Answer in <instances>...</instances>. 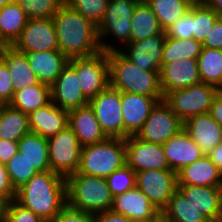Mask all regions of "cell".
Here are the masks:
<instances>
[{
	"mask_svg": "<svg viewBox=\"0 0 222 222\" xmlns=\"http://www.w3.org/2000/svg\"><path fill=\"white\" fill-rule=\"evenodd\" d=\"M53 21L59 51L68 59L89 57L102 51L97 26L65 3Z\"/></svg>",
	"mask_w": 222,
	"mask_h": 222,
	"instance_id": "1",
	"label": "cell"
},
{
	"mask_svg": "<svg viewBox=\"0 0 222 222\" xmlns=\"http://www.w3.org/2000/svg\"><path fill=\"white\" fill-rule=\"evenodd\" d=\"M15 200L51 222L67 203L66 179L51 170L38 172L16 191Z\"/></svg>",
	"mask_w": 222,
	"mask_h": 222,
	"instance_id": "2",
	"label": "cell"
},
{
	"mask_svg": "<svg viewBox=\"0 0 222 222\" xmlns=\"http://www.w3.org/2000/svg\"><path fill=\"white\" fill-rule=\"evenodd\" d=\"M110 86L120 92L151 97H164L160 86V71L138 68L120 51L108 52Z\"/></svg>",
	"mask_w": 222,
	"mask_h": 222,
	"instance_id": "3",
	"label": "cell"
},
{
	"mask_svg": "<svg viewBox=\"0 0 222 222\" xmlns=\"http://www.w3.org/2000/svg\"><path fill=\"white\" fill-rule=\"evenodd\" d=\"M65 179L69 205L90 214L111 210L114 197L105 178L76 172Z\"/></svg>",
	"mask_w": 222,
	"mask_h": 222,
	"instance_id": "4",
	"label": "cell"
},
{
	"mask_svg": "<svg viewBox=\"0 0 222 222\" xmlns=\"http://www.w3.org/2000/svg\"><path fill=\"white\" fill-rule=\"evenodd\" d=\"M126 164L125 139L107 137L103 141L81 147L77 173L106 178Z\"/></svg>",
	"mask_w": 222,
	"mask_h": 222,
	"instance_id": "5",
	"label": "cell"
},
{
	"mask_svg": "<svg viewBox=\"0 0 222 222\" xmlns=\"http://www.w3.org/2000/svg\"><path fill=\"white\" fill-rule=\"evenodd\" d=\"M139 1L109 0L105 15L97 26L102 51L106 53L120 51L122 47L130 43L131 18ZM109 37L113 38L116 43L110 40L108 42Z\"/></svg>",
	"mask_w": 222,
	"mask_h": 222,
	"instance_id": "6",
	"label": "cell"
},
{
	"mask_svg": "<svg viewBox=\"0 0 222 222\" xmlns=\"http://www.w3.org/2000/svg\"><path fill=\"white\" fill-rule=\"evenodd\" d=\"M218 88L200 82L187 88L168 92L163 100L184 123L188 118L209 113Z\"/></svg>",
	"mask_w": 222,
	"mask_h": 222,
	"instance_id": "7",
	"label": "cell"
},
{
	"mask_svg": "<svg viewBox=\"0 0 222 222\" xmlns=\"http://www.w3.org/2000/svg\"><path fill=\"white\" fill-rule=\"evenodd\" d=\"M51 171L65 178L76 173L80 162L81 146L69 126L47 139Z\"/></svg>",
	"mask_w": 222,
	"mask_h": 222,
	"instance_id": "8",
	"label": "cell"
},
{
	"mask_svg": "<svg viewBox=\"0 0 222 222\" xmlns=\"http://www.w3.org/2000/svg\"><path fill=\"white\" fill-rule=\"evenodd\" d=\"M68 62L76 69L80 88L90 100L110 85L108 55L104 51L81 58H72Z\"/></svg>",
	"mask_w": 222,
	"mask_h": 222,
	"instance_id": "9",
	"label": "cell"
},
{
	"mask_svg": "<svg viewBox=\"0 0 222 222\" xmlns=\"http://www.w3.org/2000/svg\"><path fill=\"white\" fill-rule=\"evenodd\" d=\"M136 187L162 211L178 190L177 172L171 169H150L136 172Z\"/></svg>",
	"mask_w": 222,
	"mask_h": 222,
	"instance_id": "10",
	"label": "cell"
},
{
	"mask_svg": "<svg viewBox=\"0 0 222 222\" xmlns=\"http://www.w3.org/2000/svg\"><path fill=\"white\" fill-rule=\"evenodd\" d=\"M96 118L107 137L124 139L121 92L110 85L89 100Z\"/></svg>",
	"mask_w": 222,
	"mask_h": 222,
	"instance_id": "11",
	"label": "cell"
},
{
	"mask_svg": "<svg viewBox=\"0 0 222 222\" xmlns=\"http://www.w3.org/2000/svg\"><path fill=\"white\" fill-rule=\"evenodd\" d=\"M182 129L183 122L164 100H160L135 136L145 142L163 145Z\"/></svg>",
	"mask_w": 222,
	"mask_h": 222,
	"instance_id": "12",
	"label": "cell"
},
{
	"mask_svg": "<svg viewBox=\"0 0 222 222\" xmlns=\"http://www.w3.org/2000/svg\"><path fill=\"white\" fill-rule=\"evenodd\" d=\"M11 46L22 53L59 51L53 18L28 19L20 36Z\"/></svg>",
	"mask_w": 222,
	"mask_h": 222,
	"instance_id": "13",
	"label": "cell"
},
{
	"mask_svg": "<svg viewBox=\"0 0 222 222\" xmlns=\"http://www.w3.org/2000/svg\"><path fill=\"white\" fill-rule=\"evenodd\" d=\"M126 164L135 172L170 169L163 146L145 142L135 135L125 138Z\"/></svg>",
	"mask_w": 222,
	"mask_h": 222,
	"instance_id": "14",
	"label": "cell"
},
{
	"mask_svg": "<svg viewBox=\"0 0 222 222\" xmlns=\"http://www.w3.org/2000/svg\"><path fill=\"white\" fill-rule=\"evenodd\" d=\"M51 102L67 111L89 104L80 88L76 69L69 62L51 85Z\"/></svg>",
	"mask_w": 222,
	"mask_h": 222,
	"instance_id": "15",
	"label": "cell"
},
{
	"mask_svg": "<svg viewBox=\"0 0 222 222\" xmlns=\"http://www.w3.org/2000/svg\"><path fill=\"white\" fill-rule=\"evenodd\" d=\"M165 39L166 32L163 30L150 38L128 43L120 52L142 70L160 71Z\"/></svg>",
	"mask_w": 222,
	"mask_h": 222,
	"instance_id": "16",
	"label": "cell"
},
{
	"mask_svg": "<svg viewBox=\"0 0 222 222\" xmlns=\"http://www.w3.org/2000/svg\"><path fill=\"white\" fill-rule=\"evenodd\" d=\"M163 98L121 92L124 139L136 135L150 116L152 108Z\"/></svg>",
	"mask_w": 222,
	"mask_h": 222,
	"instance_id": "17",
	"label": "cell"
},
{
	"mask_svg": "<svg viewBox=\"0 0 222 222\" xmlns=\"http://www.w3.org/2000/svg\"><path fill=\"white\" fill-rule=\"evenodd\" d=\"M163 95L176 89L187 88L201 81L197 60L182 59L164 64L159 72Z\"/></svg>",
	"mask_w": 222,
	"mask_h": 222,
	"instance_id": "18",
	"label": "cell"
},
{
	"mask_svg": "<svg viewBox=\"0 0 222 222\" xmlns=\"http://www.w3.org/2000/svg\"><path fill=\"white\" fill-rule=\"evenodd\" d=\"M178 190L210 222H221L222 186L178 185Z\"/></svg>",
	"mask_w": 222,
	"mask_h": 222,
	"instance_id": "19",
	"label": "cell"
},
{
	"mask_svg": "<svg viewBox=\"0 0 222 222\" xmlns=\"http://www.w3.org/2000/svg\"><path fill=\"white\" fill-rule=\"evenodd\" d=\"M162 146L169 168L175 172L205 155L184 129L169 138Z\"/></svg>",
	"mask_w": 222,
	"mask_h": 222,
	"instance_id": "20",
	"label": "cell"
},
{
	"mask_svg": "<svg viewBox=\"0 0 222 222\" xmlns=\"http://www.w3.org/2000/svg\"><path fill=\"white\" fill-rule=\"evenodd\" d=\"M68 126L78 138L81 147L107 138L89 104L68 111Z\"/></svg>",
	"mask_w": 222,
	"mask_h": 222,
	"instance_id": "21",
	"label": "cell"
},
{
	"mask_svg": "<svg viewBox=\"0 0 222 222\" xmlns=\"http://www.w3.org/2000/svg\"><path fill=\"white\" fill-rule=\"evenodd\" d=\"M111 211L122 214L133 222L153 218L160 212L137 187L116 195L113 198Z\"/></svg>",
	"mask_w": 222,
	"mask_h": 222,
	"instance_id": "22",
	"label": "cell"
},
{
	"mask_svg": "<svg viewBox=\"0 0 222 222\" xmlns=\"http://www.w3.org/2000/svg\"><path fill=\"white\" fill-rule=\"evenodd\" d=\"M183 129L207 155L217 144L222 142V127L209 113L188 118Z\"/></svg>",
	"mask_w": 222,
	"mask_h": 222,
	"instance_id": "23",
	"label": "cell"
},
{
	"mask_svg": "<svg viewBox=\"0 0 222 222\" xmlns=\"http://www.w3.org/2000/svg\"><path fill=\"white\" fill-rule=\"evenodd\" d=\"M29 126L33 133L46 139L56 135L68 126V111L50 102L29 115Z\"/></svg>",
	"mask_w": 222,
	"mask_h": 222,
	"instance_id": "24",
	"label": "cell"
},
{
	"mask_svg": "<svg viewBox=\"0 0 222 222\" xmlns=\"http://www.w3.org/2000/svg\"><path fill=\"white\" fill-rule=\"evenodd\" d=\"M178 185L222 186V172L207 155L177 172Z\"/></svg>",
	"mask_w": 222,
	"mask_h": 222,
	"instance_id": "25",
	"label": "cell"
},
{
	"mask_svg": "<svg viewBox=\"0 0 222 222\" xmlns=\"http://www.w3.org/2000/svg\"><path fill=\"white\" fill-rule=\"evenodd\" d=\"M25 54L29 66L39 82L49 86L55 82L69 60L60 51L28 52Z\"/></svg>",
	"mask_w": 222,
	"mask_h": 222,
	"instance_id": "26",
	"label": "cell"
},
{
	"mask_svg": "<svg viewBox=\"0 0 222 222\" xmlns=\"http://www.w3.org/2000/svg\"><path fill=\"white\" fill-rule=\"evenodd\" d=\"M1 60L9 70L11 83L15 89H22L39 83L36 74L29 66L25 53L17 51L12 46H5Z\"/></svg>",
	"mask_w": 222,
	"mask_h": 222,
	"instance_id": "27",
	"label": "cell"
},
{
	"mask_svg": "<svg viewBox=\"0 0 222 222\" xmlns=\"http://www.w3.org/2000/svg\"><path fill=\"white\" fill-rule=\"evenodd\" d=\"M28 18L14 0L0 8V42L11 46L25 28Z\"/></svg>",
	"mask_w": 222,
	"mask_h": 222,
	"instance_id": "28",
	"label": "cell"
},
{
	"mask_svg": "<svg viewBox=\"0 0 222 222\" xmlns=\"http://www.w3.org/2000/svg\"><path fill=\"white\" fill-rule=\"evenodd\" d=\"M50 102L51 86L39 82L34 86L15 89L9 105L29 115Z\"/></svg>",
	"mask_w": 222,
	"mask_h": 222,
	"instance_id": "29",
	"label": "cell"
},
{
	"mask_svg": "<svg viewBox=\"0 0 222 222\" xmlns=\"http://www.w3.org/2000/svg\"><path fill=\"white\" fill-rule=\"evenodd\" d=\"M18 152L38 171H49V152L47 139L29 132L18 141Z\"/></svg>",
	"mask_w": 222,
	"mask_h": 222,
	"instance_id": "30",
	"label": "cell"
},
{
	"mask_svg": "<svg viewBox=\"0 0 222 222\" xmlns=\"http://www.w3.org/2000/svg\"><path fill=\"white\" fill-rule=\"evenodd\" d=\"M131 24L130 43L150 38L163 31L156 15L144 0H140L135 6Z\"/></svg>",
	"mask_w": 222,
	"mask_h": 222,
	"instance_id": "31",
	"label": "cell"
},
{
	"mask_svg": "<svg viewBox=\"0 0 222 222\" xmlns=\"http://www.w3.org/2000/svg\"><path fill=\"white\" fill-rule=\"evenodd\" d=\"M29 132L31 130L28 114L9 104L0 105V139L18 142Z\"/></svg>",
	"mask_w": 222,
	"mask_h": 222,
	"instance_id": "32",
	"label": "cell"
},
{
	"mask_svg": "<svg viewBox=\"0 0 222 222\" xmlns=\"http://www.w3.org/2000/svg\"><path fill=\"white\" fill-rule=\"evenodd\" d=\"M162 212L166 222H210L179 190Z\"/></svg>",
	"mask_w": 222,
	"mask_h": 222,
	"instance_id": "33",
	"label": "cell"
},
{
	"mask_svg": "<svg viewBox=\"0 0 222 222\" xmlns=\"http://www.w3.org/2000/svg\"><path fill=\"white\" fill-rule=\"evenodd\" d=\"M156 15L165 31L170 25L184 16L195 0H144Z\"/></svg>",
	"mask_w": 222,
	"mask_h": 222,
	"instance_id": "34",
	"label": "cell"
},
{
	"mask_svg": "<svg viewBox=\"0 0 222 222\" xmlns=\"http://www.w3.org/2000/svg\"><path fill=\"white\" fill-rule=\"evenodd\" d=\"M202 50V43L190 39L169 38L166 36L163 53H162V66L182 59L197 60Z\"/></svg>",
	"mask_w": 222,
	"mask_h": 222,
	"instance_id": "35",
	"label": "cell"
},
{
	"mask_svg": "<svg viewBox=\"0 0 222 222\" xmlns=\"http://www.w3.org/2000/svg\"><path fill=\"white\" fill-rule=\"evenodd\" d=\"M197 64L201 81L219 88L222 84V50L202 48Z\"/></svg>",
	"mask_w": 222,
	"mask_h": 222,
	"instance_id": "36",
	"label": "cell"
},
{
	"mask_svg": "<svg viewBox=\"0 0 222 222\" xmlns=\"http://www.w3.org/2000/svg\"><path fill=\"white\" fill-rule=\"evenodd\" d=\"M219 18L202 0H195L192 4V38L202 43Z\"/></svg>",
	"mask_w": 222,
	"mask_h": 222,
	"instance_id": "37",
	"label": "cell"
},
{
	"mask_svg": "<svg viewBox=\"0 0 222 222\" xmlns=\"http://www.w3.org/2000/svg\"><path fill=\"white\" fill-rule=\"evenodd\" d=\"M10 182L15 191L28 182L38 171L23 157V154L17 152L5 164Z\"/></svg>",
	"mask_w": 222,
	"mask_h": 222,
	"instance_id": "38",
	"label": "cell"
},
{
	"mask_svg": "<svg viewBox=\"0 0 222 222\" xmlns=\"http://www.w3.org/2000/svg\"><path fill=\"white\" fill-rule=\"evenodd\" d=\"M28 19L53 18L64 0H15Z\"/></svg>",
	"mask_w": 222,
	"mask_h": 222,
	"instance_id": "39",
	"label": "cell"
},
{
	"mask_svg": "<svg viewBox=\"0 0 222 222\" xmlns=\"http://www.w3.org/2000/svg\"><path fill=\"white\" fill-rule=\"evenodd\" d=\"M109 0H64V3L79 12L96 26L102 21Z\"/></svg>",
	"mask_w": 222,
	"mask_h": 222,
	"instance_id": "40",
	"label": "cell"
},
{
	"mask_svg": "<svg viewBox=\"0 0 222 222\" xmlns=\"http://www.w3.org/2000/svg\"><path fill=\"white\" fill-rule=\"evenodd\" d=\"M105 179L113 197L136 187V172L127 164L115 170Z\"/></svg>",
	"mask_w": 222,
	"mask_h": 222,
	"instance_id": "41",
	"label": "cell"
},
{
	"mask_svg": "<svg viewBox=\"0 0 222 222\" xmlns=\"http://www.w3.org/2000/svg\"><path fill=\"white\" fill-rule=\"evenodd\" d=\"M166 36L169 38L190 39L192 38V5L189 11L170 25L166 30Z\"/></svg>",
	"mask_w": 222,
	"mask_h": 222,
	"instance_id": "42",
	"label": "cell"
},
{
	"mask_svg": "<svg viewBox=\"0 0 222 222\" xmlns=\"http://www.w3.org/2000/svg\"><path fill=\"white\" fill-rule=\"evenodd\" d=\"M6 222H47L30 209L23 207L15 199L10 201Z\"/></svg>",
	"mask_w": 222,
	"mask_h": 222,
	"instance_id": "43",
	"label": "cell"
},
{
	"mask_svg": "<svg viewBox=\"0 0 222 222\" xmlns=\"http://www.w3.org/2000/svg\"><path fill=\"white\" fill-rule=\"evenodd\" d=\"M51 222H93V214L66 203Z\"/></svg>",
	"mask_w": 222,
	"mask_h": 222,
	"instance_id": "44",
	"label": "cell"
},
{
	"mask_svg": "<svg viewBox=\"0 0 222 222\" xmlns=\"http://www.w3.org/2000/svg\"><path fill=\"white\" fill-rule=\"evenodd\" d=\"M15 88L11 83V76L6 64L0 59V105L9 104Z\"/></svg>",
	"mask_w": 222,
	"mask_h": 222,
	"instance_id": "45",
	"label": "cell"
},
{
	"mask_svg": "<svg viewBox=\"0 0 222 222\" xmlns=\"http://www.w3.org/2000/svg\"><path fill=\"white\" fill-rule=\"evenodd\" d=\"M202 48L222 50V17L216 21L205 40L202 42Z\"/></svg>",
	"mask_w": 222,
	"mask_h": 222,
	"instance_id": "46",
	"label": "cell"
},
{
	"mask_svg": "<svg viewBox=\"0 0 222 222\" xmlns=\"http://www.w3.org/2000/svg\"><path fill=\"white\" fill-rule=\"evenodd\" d=\"M18 152V142L0 139V163L5 165Z\"/></svg>",
	"mask_w": 222,
	"mask_h": 222,
	"instance_id": "47",
	"label": "cell"
},
{
	"mask_svg": "<svg viewBox=\"0 0 222 222\" xmlns=\"http://www.w3.org/2000/svg\"><path fill=\"white\" fill-rule=\"evenodd\" d=\"M0 196L16 197V191L14 190L10 182L6 167L1 163H0Z\"/></svg>",
	"mask_w": 222,
	"mask_h": 222,
	"instance_id": "48",
	"label": "cell"
},
{
	"mask_svg": "<svg viewBox=\"0 0 222 222\" xmlns=\"http://www.w3.org/2000/svg\"><path fill=\"white\" fill-rule=\"evenodd\" d=\"M93 222H133V221L122 214H118L109 210L93 214Z\"/></svg>",
	"mask_w": 222,
	"mask_h": 222,
	"instance_id": "49",
	"label": "cell"
},
{
	"mask_svg": "<svg viewBox=\"0 0 222 222\" xmlns=\"http://www.w3.org/2000/svg\"><path fill=\"white\" fill-rule=\"evenodd\" d=\"M209 114L222 127V93L218 92L214 97Z\"/></svg>",
	"mask_w": 222,
	"mask_h": 222,
	"instance_id": "50",
	"label": "cell"
},
{
	"mask_svg": "<svg viewBox=\"0 0 222 222\" xmlns=\"http://www.w3.org/2000/svg\"><path fill=\"white\" fill-rule=\"evenodd\" d=\"M207 156L216 165V167L222 172V142L217 144Z\"/></svg>",
	"mask_w": 222,
	"mask_h": 222,
	"instance_id": "51",
	"label": "cell"
},
{
	"mask_svg": "<svg viewBox=\"0 0 222 222\" xmlns=\"http://www.w3.org/2000/svg\"><path fill=\"white\" fill-rule=\"evenodd\" d=\"M16 197H2L0 196V222H6L8 207L11 200Z\"/></svg>",
	"mask_w": 222,
	"mask_h": 222,
	"instance_id": "52",
	"label": "cell"
},
{
	"mask_svg": "<svg viewBox=\"0 0 222 222\" xmlns=\"http://www.w3.org/2000/svg\"><path fill=\"white\" fill-rule=\"evenodd\" d=\"M208 7L222 17V0H202Z\"/></svg>",
	"mask_w": 222,
	"mask_h": 222,
	"instance_id": "53",
	"label": "cell"
},
{
	"mask_svg": "<svg viewBox=\"0 0 222 222\" xmlns=\"http://www.w3.org/2000/svg\"><path fill=\"white\" fill-rule=\"evenodd\" d=\"M135 222H166L163 212L160 211L156 216L153 218L147 219V220H140V221H135Z\"/></svg>",
	"mask_w": 222,
	"mask_h": 222,
	"instance_id": "54",
	"label": "cell"
},
{
	"mask_svg": "<svg viewBox=\"0 0 222 222\" xmlns=\"http://www.w3.org/2000/svg\"><path fill=\"white\" fill-rule=\"evenodd\" d=\"M14 0H0V8H2L4 5L12 2Z\"/></svg>",
	"mask_w": 222,
	"mask_h": 222,
	"instance_id": "55",
	"label": "cell"
},
{
	"mask_svg": "<svg viewBox=\"0 0 222 222\" xmlns=\"http://www.w3.org/2000/svg\"><path fill=\"white\" fill-rule=\"evenodd\" d=\"M4 47H5V45L2 42H0V59H1V54H2Z\"/></svg>",
	"mask_w": 222,
	"mask_h": 222,
	"instance_id": "56",
	"label": "cell"
},
{
	"mask_svg": "<svg viewBox=\"0 0 222 222\" xmlns=\"http://www.w3.org/2000/svg\"><path fill=\"white\" fill-rule=\"evenodd\" d=\"M218 92L222 93V84H221L220 87L218 88Z\"/></svg>",
	"mask_w": 222,
	"mask_h": 222,
	"instance_id": "57",
	"label": "cell"
}]
</instances>
